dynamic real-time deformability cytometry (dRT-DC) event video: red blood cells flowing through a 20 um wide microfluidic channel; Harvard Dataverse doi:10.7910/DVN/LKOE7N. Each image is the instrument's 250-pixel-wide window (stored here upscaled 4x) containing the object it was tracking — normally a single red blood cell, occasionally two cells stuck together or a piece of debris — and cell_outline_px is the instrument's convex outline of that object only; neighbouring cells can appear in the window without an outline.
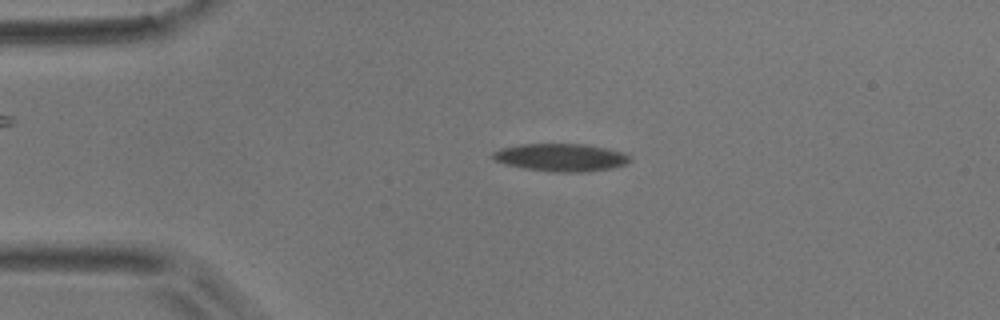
{"species": "common noctule bat (a hibernating species)", "species_latin": "Nyctalus noctula", "temperature_condition": "room temperature", "stored_images_in_passage": 57, "camera_frame_rate_fps": 3000, "um_per_image_px": 0.085, "animal": {"sex": "male", "body_mass_g": 17.9}, "frame": {"image": 1, "passage_image": 12, "time_ms": 3.667, "image_size_px": [1000, 320], "cell_outline_px": [[632, 160], [624, 164], [612, 168], [584, 172], [552, 172], [524, 168], [492, 160], [492, 152], [500, 148], [520, 144], [588, 144], [608, 148], [632, 156]], "centroid_in_image_um": [47.68, 13.37], "position_along_channel_um": 37.3, "area_um2": 22.25}}
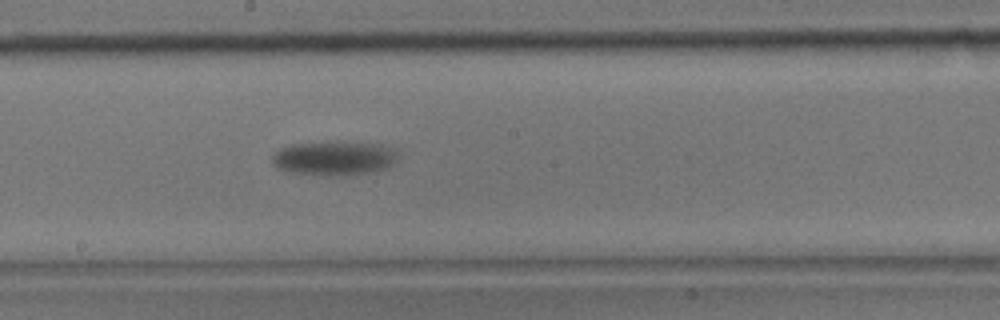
{"frame": {"image": 2, "passage_image": 31, "time_ms": 10.0, "image_size_px": [1000, 320], "cell_outline_px": [[396, 160], [388, 168], [368, 172], [296, 172], [276, 168], [272, 160], [272, 156], [280, 148], [292, 144], [336, 140], [380, 144], [396, 148]], "centroid_in_image_um": [28.44, 13.35], "position_along_channel_um": 219.8, "area_um2": 24.22}}
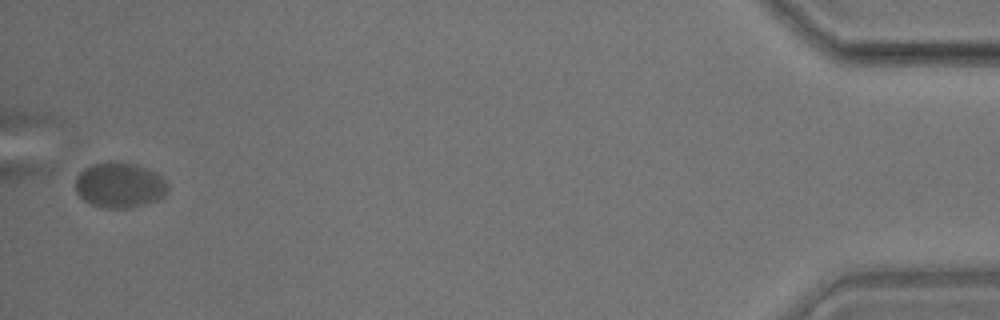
{"frame": {"image": 3, "passage_image": 57, "time_ms": 18.667, "image_size_px": [1000, 320], "cell_outline_px": [[168, 192], [164, 196], [156, 200], [132, 208], [108, 208], [88, 204], [76, 192], [76, 176], [84, 168], [92, 164], [108, 160], [116, 160], [140, 164], [156, 172], [168, 184]], "centroid_in_image_um": [10.17, 15.7], "position_along_channel_um": 425.0, "area_um2": 24.97}, "authors_computed_cell_mechanics": {"area_um2": 23.4668, "velocity_mm_per_s": 3.4107, "shape_relaxation_time_tau1_ms": 4.8029, "shape_relaxation_time_tau2_ms": null, "deformation_change_tau1": 0.1087, "deformation_change_tau2": null}}